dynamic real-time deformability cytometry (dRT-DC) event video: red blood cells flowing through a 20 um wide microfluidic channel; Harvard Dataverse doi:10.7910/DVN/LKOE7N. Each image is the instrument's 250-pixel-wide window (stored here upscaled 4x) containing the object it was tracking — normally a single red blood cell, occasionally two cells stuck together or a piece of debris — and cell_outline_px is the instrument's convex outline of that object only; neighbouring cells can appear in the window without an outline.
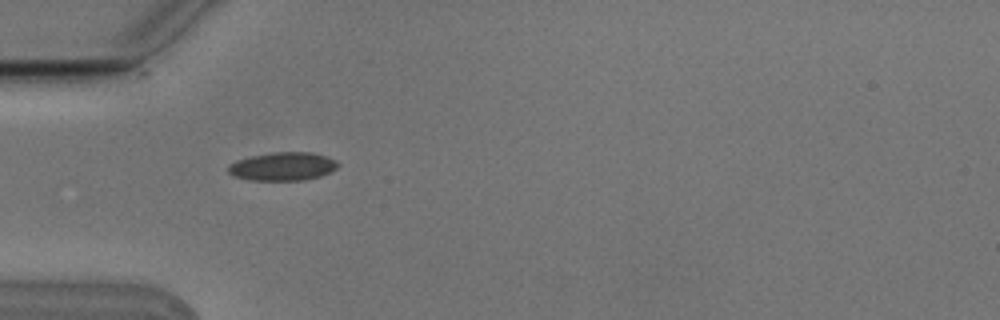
{"species": "Egyptian fruit bat (a non-hibernating species)", "species_latin": "Rousettus aegyptiacus", "temperature_condition": "cold", "stored_images_in_passage": 11, "camera_frame_rate_fps": 3000, "um_per_image_px": 0.085, "animal": {"sex": "male"}, "frame": {"image": 1, "passage_image": 5, "time_ms": 1.333, "image_size_px": [1000, 320], "cell_outline_px": [[340, 164], [336, 168], [320, 176], [304, 180], [252, 180], [236, 176], [228, 172], [228, 164], [236, 160], [252, 156], [272, 152], [312, 152], [336, 160]], "centroid_in_image_um": [24.03, 14.14], "position_along_channel_um": 61.0, "area_um2": 17.98}}
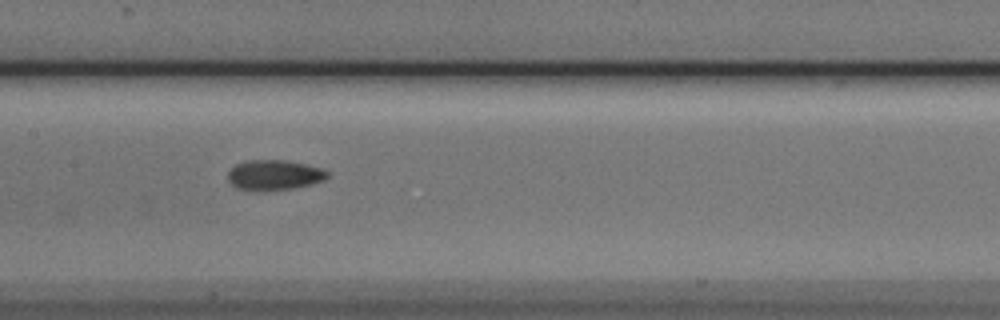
{"frame": {"image": 2, "passage_image": 8, "time_ms": 2.333, "image_size_px": [1000, 320], "cell_outline_px": [[328, 176], [324, 180], [292, 188], [236, 188], [228, 180], [228, 172], [236, 164], [248, 160], [284, 160], [304, 164], [320, 168], [328, 172]], "centroid_in_image_um": [23.3, 14.83], "position_along_channel_um": 184.1, "area_um2": 16.59}}
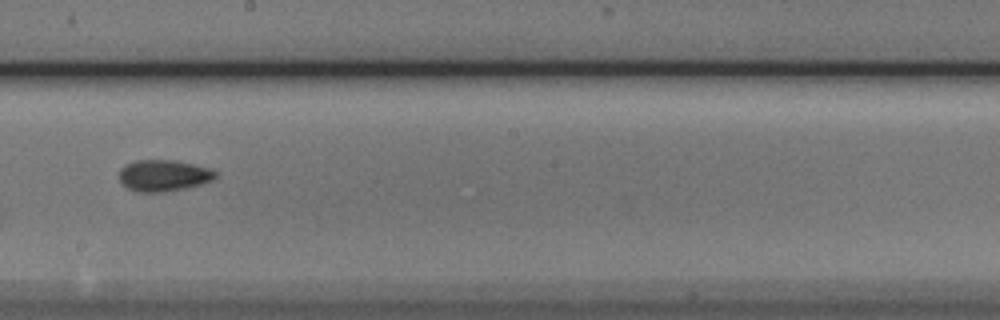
{"frame": {"image": 3, "passage_image": 9, "time_ms": 2.667, "image_size_px": [1000, 320], "cell_outline_px": [[216, 176], [212, 180], [188, 188], [164, 192], [140, 192], [128, 188], [120, 180], [120, 168], [136, 160], [172, 160], [192, 164], [208, 168], [216, 172]], "centroid_in_image_um": [13.9, 14.92], "position_along_channel_um": 234.3, "area_um2": 17.4}}